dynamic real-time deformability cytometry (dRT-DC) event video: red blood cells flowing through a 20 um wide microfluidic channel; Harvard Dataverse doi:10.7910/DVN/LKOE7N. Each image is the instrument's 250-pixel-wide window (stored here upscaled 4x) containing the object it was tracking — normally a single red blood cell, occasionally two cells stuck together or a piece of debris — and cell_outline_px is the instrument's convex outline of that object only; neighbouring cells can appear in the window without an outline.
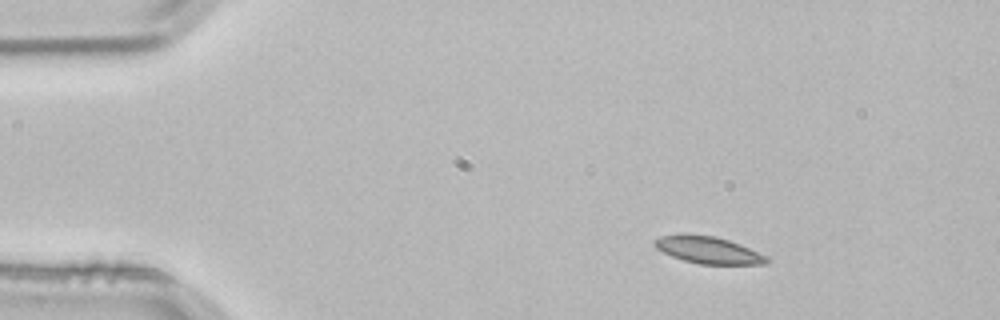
{"species": "common noctule bat (a hibernating species)", "species_latin": "Nyctalus noctula", "temperature_condition": "room temperature", "stored_images_in_passage": 2, "camera_frame_rate_fps": 3000, "um_per_image_px": 0.085, "animal": {"sex": "male", "body_mass_g": 21.5, "forearm_length_mm": 52.0}, "frame": {"image": 1, "passage_image": 2, "time_ms": 0.333, "image_size_px": [1000, 320], "cell_outline_px": [[772, 260], [768, 264], [700, 264], [684, 260], [672, 256], [656, 248], [652, 244], [652, 240], [660, 236], [680, 232], [684, 232], [716, 236], [740, 244], [768, 256]], "centroid_in_image_um": [60.18, 21.22], "position_along_channel_um": 24.8, "area_um2": 18.15}}